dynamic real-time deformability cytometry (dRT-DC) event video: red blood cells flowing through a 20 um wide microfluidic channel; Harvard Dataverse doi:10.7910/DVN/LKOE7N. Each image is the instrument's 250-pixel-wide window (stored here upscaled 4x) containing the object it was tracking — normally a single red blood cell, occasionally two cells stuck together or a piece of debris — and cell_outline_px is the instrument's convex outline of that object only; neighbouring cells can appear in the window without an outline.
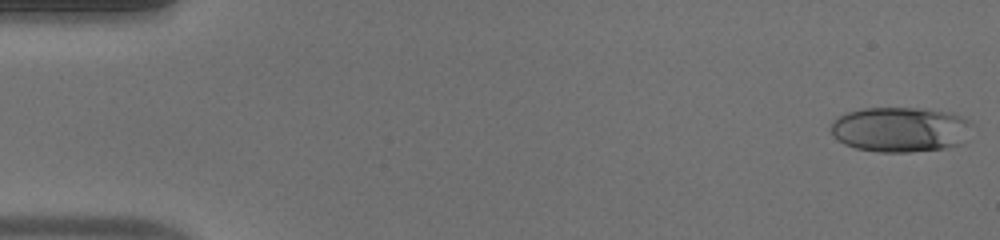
{"species": "human", "species_latin": "Homo sapiens", "temperature_condition": "warm", "stored_images_in_passage": 53, "camera_frame_rate_fps": 3000, "um_per_image_px": 0.085, "donor": {"sex": "male"}, "frame": {"image": 1, "passage_image": 1, "time_ms": 0.0, "image_size_px": [1000, 240], "cell_outline_px": [[972, 124], [968, 140], [964, 144], [944, 148], [908, 152], [876, 152], [856, 148], [844, 144], [832, 136], [832, 124], [836, 116], [844, 112], [864, 108], [924, 108], [952, 112], [964, 116], [972, 120]], "centroid_in_image_um": [76.59, 10.99], "position_along_channel_um": 8.4, "area_um2": 37.92}}
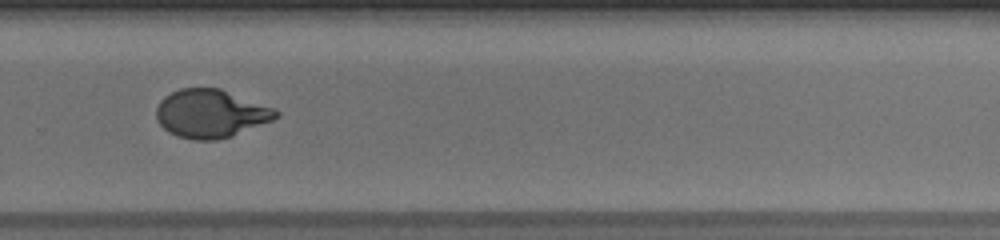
{"frame": {"image": 2, "passage_image": 36, "time_ms": 11.667, "image_size_px": [1000, 240], "cell_outline_px": [[280, 116], [272, 120], [232, 136], [216, 140], [196, 140], [176, 136], [168, 132], [156, 120], [156, 108], [160, 100], [164, 96], [180, 88], [220, 88], [276, 108], [280, 112]], "centroid_in_image_um": [17.92, 9.65], "position_along_channel_um": 311.9, "area_um2": 33.87}}
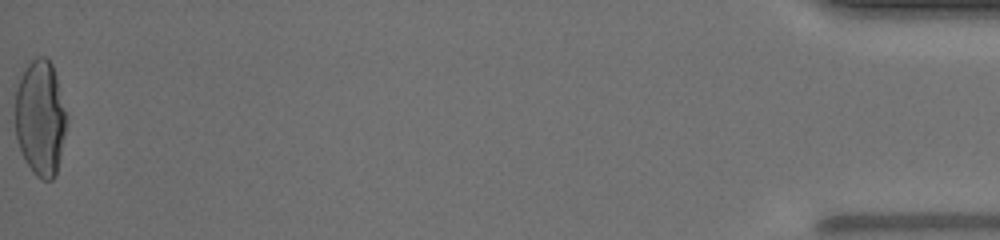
{"frame": {"image": 3, "passage_image": 53, "time_ms": 17.333, "image_size_px": [1000, 240], "cell_outline_px": [[68, 116], [56, 176], [52, 180], [44, 180], [36, 176], [32, 172], [24, 160], [20, 152], [16, 136], [16, 88], [28, 64], [36, 56], [44, 56], [52, 64], [56, 76]], "centroid_in_image_um": [3.44, 10.06], "position_along_channel_um": 431.8, "area_um2": 34.68}}